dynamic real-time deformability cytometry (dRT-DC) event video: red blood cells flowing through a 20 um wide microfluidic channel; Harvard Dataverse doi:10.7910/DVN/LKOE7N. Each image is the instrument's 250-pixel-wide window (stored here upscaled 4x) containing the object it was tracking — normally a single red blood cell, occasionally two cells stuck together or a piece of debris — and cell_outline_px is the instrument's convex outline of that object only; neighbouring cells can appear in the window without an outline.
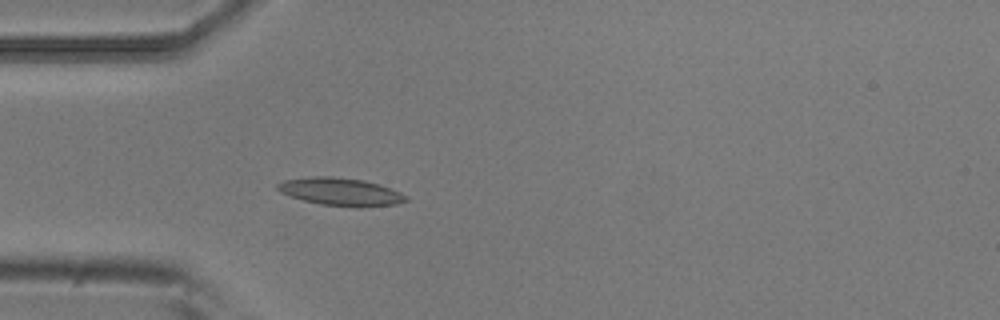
{"species": "common noctule bat (a hibernating species)", "species_latin": "Nyctalus noctula", "temperature_condition": "room temperature", "stored_images_in_passage": 3, "camera_frame_rate_fps": 3000, "um_per_image_px": 0.085, "animal": {"sex": "male", "body_mass_g": 20.5, "forearm_length_mm": 52.5}, "frame": {"image": 1, "passage_image": 3, "time_ms": 0.667, "image_size_px": [1000, 320], "cell_outline_px": [[408, 200], [396, 204], [360, 208], [356, 208], [320, 204], [304, 200], [280, 192], [276, 188], [276, 184], [284, 180], [312, 176], [332, 176], [364, 180], [380, 184], [400, 192], [408, 196]], "centroid_in_image_um": [28.98, 16.3], "position_along_channel_um": 56.0, "area_um2": 20.98}}